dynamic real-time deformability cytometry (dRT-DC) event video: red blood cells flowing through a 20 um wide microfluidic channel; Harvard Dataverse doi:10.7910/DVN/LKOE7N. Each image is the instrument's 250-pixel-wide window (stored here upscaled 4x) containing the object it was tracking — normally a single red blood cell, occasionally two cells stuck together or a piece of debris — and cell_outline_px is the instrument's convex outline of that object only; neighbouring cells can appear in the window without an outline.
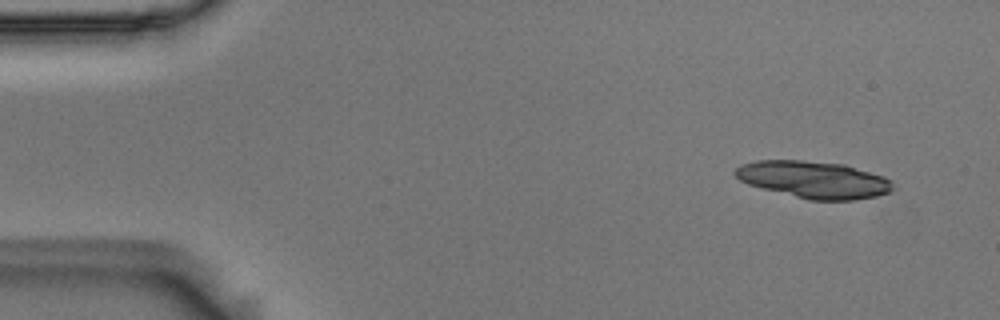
{"species": "Egyptian fruit bat (a non-hibernating species)", "species_latin": "Rousettus aegyptiacus", "temperature_condition": "room temperature", "stored_images_in_passage": 17, "camera_frame_rate_fps": 3000, "um_per_image_px": 0.085, "animal": {"sex": "male"}, "frame": {"image": 1, "passage_image": 1, "time_ms": 0.0, "image_size_px": [1000, 320], "cell_outline_px": [[896, 188], [888, 192], [876, 196], [852, 200], [812, 200], [748, 184], [740, 180], [732, 172], [740, 164], [756, 160], [800, 160], [844, 164], [884, 176], [892, 180]], "centroid_in_image_um": [69.19, 15.25], "position_along_channel_um": 15.8, "area_um2": 33.87}}